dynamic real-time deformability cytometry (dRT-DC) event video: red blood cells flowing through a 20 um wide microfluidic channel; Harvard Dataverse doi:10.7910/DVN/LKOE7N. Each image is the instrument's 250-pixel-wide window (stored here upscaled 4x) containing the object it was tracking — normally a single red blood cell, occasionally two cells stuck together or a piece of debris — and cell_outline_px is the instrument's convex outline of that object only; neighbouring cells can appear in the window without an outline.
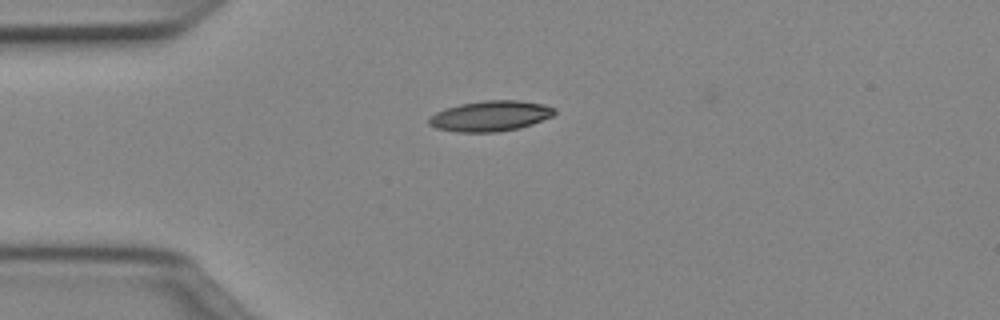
{"species": "Egyptian fruit bat (a non-hibernating species)", "species_latin": "Rousettus aegyptiacus", "temperature_condition": "cold", "stored_images_in_passage": 39, "camera_frame_rate_fps": 3000, "um_per_image_px": 0.085, "animal": {"sex": "female"}, "frame": {"image": 1, "passage_image": 1, "time_ms": 0.0, "image_size_px": [1000, 320], "cell_outline_px": [[556, 112], [552, 116], [532, 124], [520, 128], [496, 132], [456, 132], [436, 128], [428, 124], [428, 120], [436, 112], [444, 108], [460, 104], [484, 100], [520, 100], [544, 104], [556, 108]], "centroid_in_image_um": [41.69, 9.85], "position_along_channel_um": 43.3, "area_um2": 22.43}}
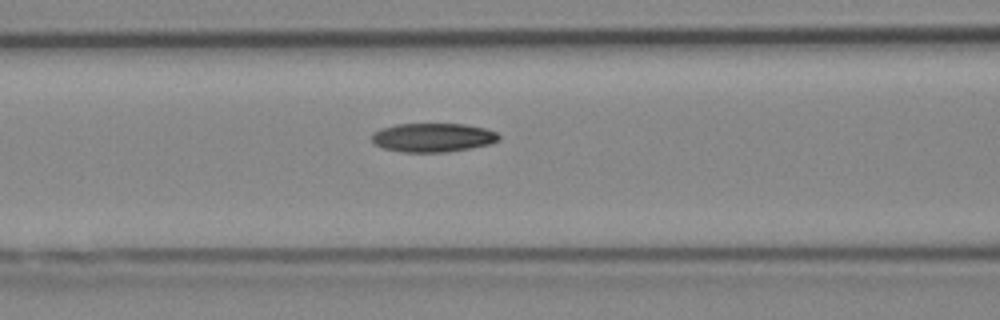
{"frame": {"image": 2, "passage_image": 9, "time_ms": 2.667, "image_size_px": [1000, 320], "cell_outline_px": [[500, 140], [488, 144], [472, 148], [448, 152], [400, 152], [384, 148], [376, 144], [372, 140], [372, 132], [380, 128], [396, 124], [464, 124], [484, 128], [496, 132], [500, 136]], "centroid_in_image_um": [36.79, 11.69], "position_along_channel_um": 129.8, "area_um2": 21.44}}
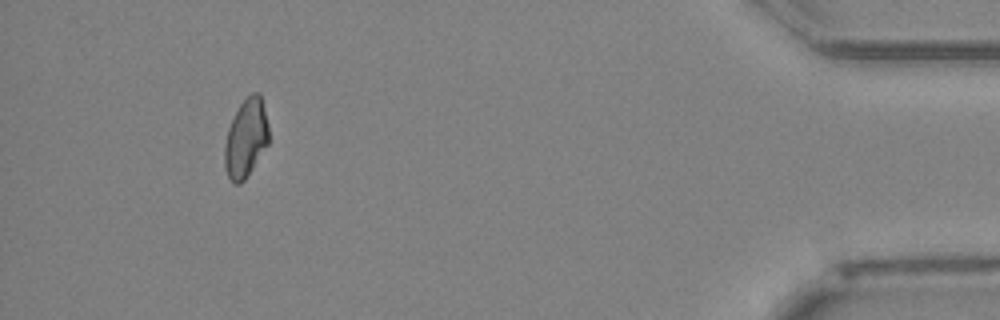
{"frame": {"image": 3, "passage_image": 35, "time_ms": 11.333, "image_size_px": [1000, 320], "cell_outline_px": [[268, 144], [244, 180], [240, 184], [232, 184], [224, 168], [224, 144], [228, 128], [240, 104], [252, 92], [260, 92], [268, 124]], "centroid_in_image_um": [20.89, 11.76], "position_along_channel_um": 414.3, "area_um2": 20.11}, "authors_computed_cell_mechanics": {"area_um2": 21.1548, "velocity_mm_per_s": 4.0339, "shape_relaxation_time_tau1_ms": 8.7982, "shape_relaxation_time_tau2_ms": null, "deformation_change_tau1": 0.1721, "deformation_change_tau2": null}}